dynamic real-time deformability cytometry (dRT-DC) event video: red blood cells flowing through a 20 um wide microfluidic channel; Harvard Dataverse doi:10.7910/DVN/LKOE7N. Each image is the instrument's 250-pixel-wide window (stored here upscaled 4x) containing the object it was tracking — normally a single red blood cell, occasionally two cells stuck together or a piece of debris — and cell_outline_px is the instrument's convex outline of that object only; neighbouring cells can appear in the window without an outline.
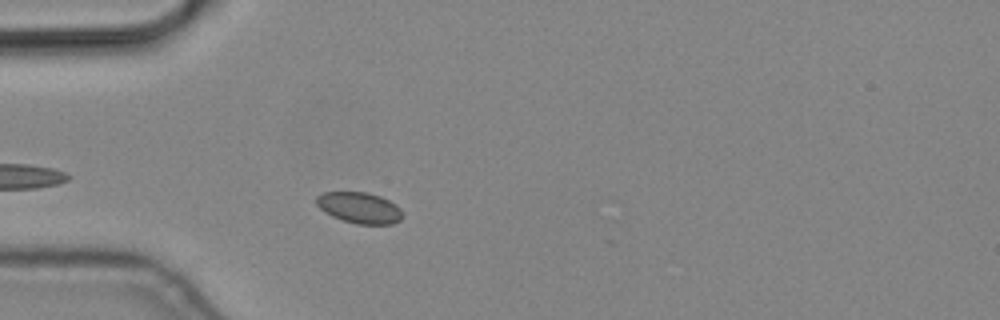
{"species": "common noctule bat (a hibernating species)", "species_latin": "Nyctalus noctula", "temperature_condition": "cold", "stored_images_in_passage": 2, "camera_frame_rate_fps": 3000, "um_per_image_px": 0.085, "animal": {"sex": "male", "body_mass_g": 19.2, "forearm_length_mm": 51.8}, "frame": {"image": 1, "passage_image": 2, "time_ms": 0.333, "image_size_px": [1000, 320], "cell_outline_px": [[404, 216], [400, 220], [392, 224], [356, 224], [332, 216], [324, 212], [316, 204], [316, 196], [324, 192], [368, 192], [380, 196], [396, 204], [400, 208]], "centroid_in_image_um": [30.56, 17.65], "position_along_channel_um": 54.4, "area_um2": 15.66}}